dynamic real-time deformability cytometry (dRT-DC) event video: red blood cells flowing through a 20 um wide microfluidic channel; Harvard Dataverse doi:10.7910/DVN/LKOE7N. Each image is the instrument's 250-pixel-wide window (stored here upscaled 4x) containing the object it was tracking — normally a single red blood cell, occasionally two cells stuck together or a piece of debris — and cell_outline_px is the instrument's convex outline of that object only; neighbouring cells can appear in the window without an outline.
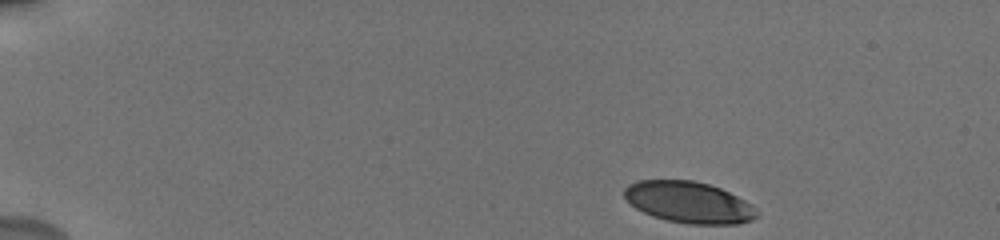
{"species": "human", "species_latin": "Homo sapiens", "temperature_condition": "cold", "stored_images_in_passage": 21, "camera_frame_rate_fps": 3000, "um_per_image_px": 0.085, "donor": {"sex": "male"}, "frame": {"image": 1, "passage_image": 1, "time_ms": 0.0, "image_size_px": [1000, 240], "cell_outline_px": [[760, 212], [752, 220], [736, 224], [692, 224], [668, 220], [652, 216], [636, 208], [624, 196], [624, 188], [628, 184], [636, 180], [692, 180], [708, 184], [720, 188], [752, 204]], "centroid_in_image_um": [58.56, 17.19], "position_along_channel_um": 26.4, "area_um2": 31.85}}
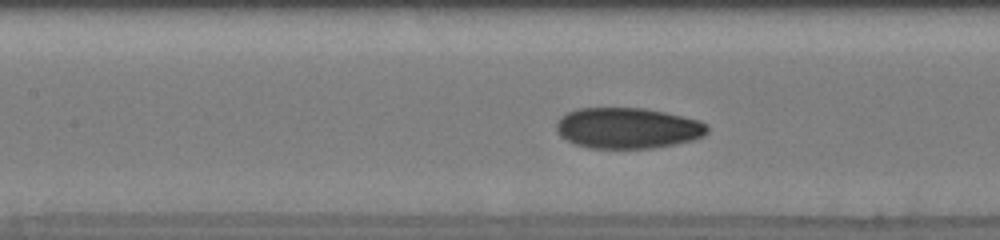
{"frame": {"image": 2, "passage_image": 11, "time_ms": 6.333, "image_size_px": [1000, 240], "cell_outline_px": [[708, 132], [704, 136], [692, 140], [652, 148], [588, 148], [576, 144], [560, 136], [556, 132], [556, 124], [560, 116], [576, 108], [644, 108], [684, 116], [700, 120], [708, 124]], "centroid_in_image_um": [53.35, 10.88], "position_along_channel_um": 154.1, "area_um2": 36.07}}
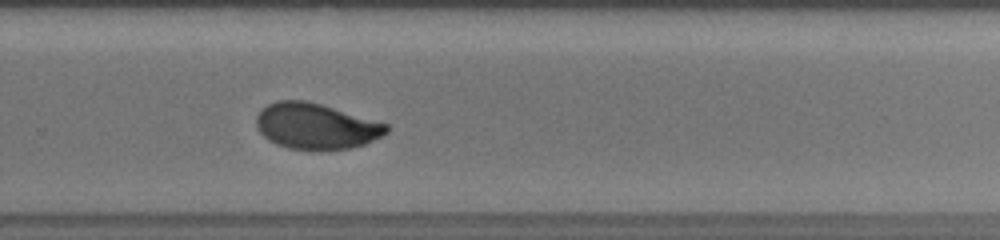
{"frame": {"image": 3, "passage_image": 19, "time_ms": 10.333, "image_size_px": [1000, 240], "cell_outline_px": [[388, 132], [364, 144], [348, 148], [320, 152], [288, 148], [276, 144], [268, 140], [256, 128], [256, 116], [268, 104], [280, 100], [304, 100], [320, 104], [388, 124]], "centroid_in_image_um": [26.83, 10.75], "position_along_channel_um": 303.0, "area_um2": 34.8}}